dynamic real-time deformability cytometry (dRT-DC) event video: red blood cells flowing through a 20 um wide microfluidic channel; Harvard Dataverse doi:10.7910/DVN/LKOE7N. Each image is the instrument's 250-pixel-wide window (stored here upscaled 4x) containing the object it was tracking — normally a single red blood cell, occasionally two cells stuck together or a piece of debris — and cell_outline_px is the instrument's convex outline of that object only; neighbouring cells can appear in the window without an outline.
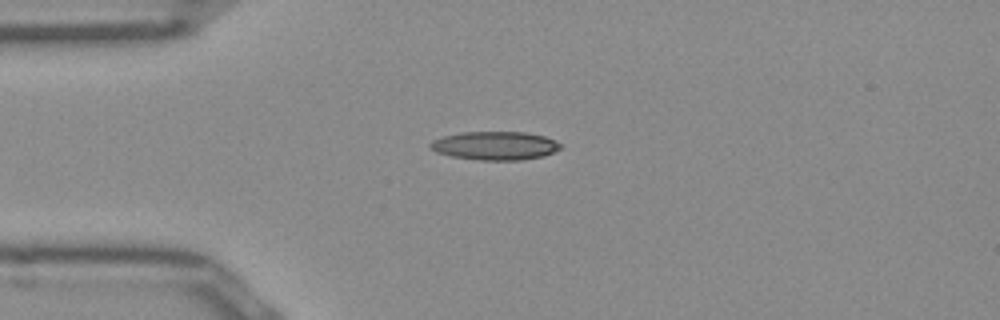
{"species": "Egyptian fruit bat (a non-hibernating species)", "species_latin": "Rousettus aegyptiacus", "temperature_condition": "room temperature", "stored_images_in_passage": 39, "camera_frame_rate_fps": 3000, "um_per_image_px": 0.085, "frame": {"image": 1, "passage_image": 1, "time_ms": 0.0, "image_size_px": [1000, 320], "cell_outline_px": [[560, 148], [544, 156], [520, 160], [480, 160], [452, 156], [436, 152], [428, 144], [432, 140], [444, 136], [460, 132], [524, 132], [544, 136], [556, 140], [560, 144]], "centroid_in_image_um": [42.07, 12.38], "position_along_channel_um": 42.9, "area_um2": 21.5}}
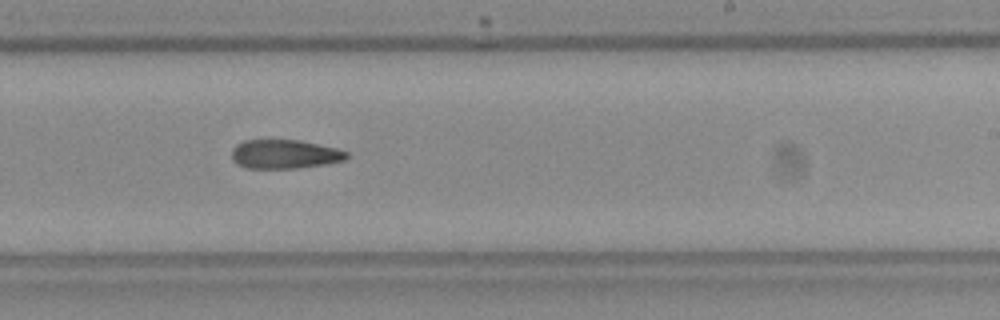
{"frame": {"image": 2, "passage_image": 19, "time_ms": 6.0, "image_size_px": [1000, 320], "cell_outline_px": [[348, 156], [344, 160], [328, 164], [296, 168], [248, 168], [236, 164], [232, 160], [232, 148], [236, 144], [244, 140], [300, 140], [336, 148], [348, 152]], "centroid_in_image_um": [24.18, 13.1], "position_along_channel_um": 264.8, "area_um2": 19.48}}
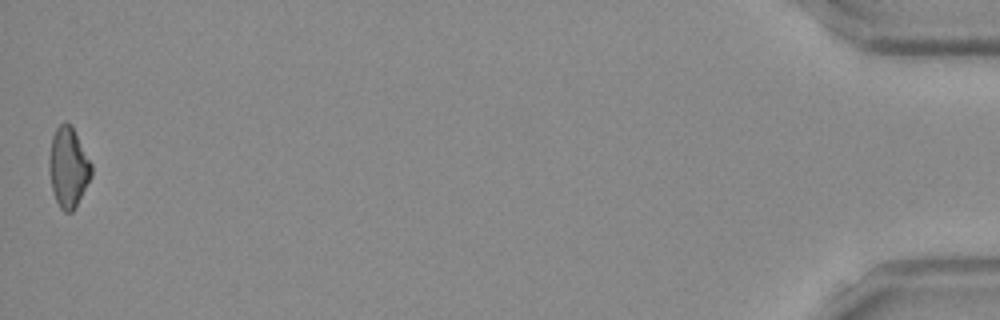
{"frame": {"image": 3, "passage_image": 39, "time_ms": 12.667, "image_size_px": [1000, 320], "cell_outline_px": [[92, 176], [72, 212], [64, 212], [60, 208], [56, 200], [52, 188], [48, 168], [48, 160], [52, 136], [56, 128], [64, 120], [72, 128], [92, 164]], "centroid_in_image_um": [5.79, 14.23], "position_along_channel_um": 429.4, "area_um2": 19.48}}